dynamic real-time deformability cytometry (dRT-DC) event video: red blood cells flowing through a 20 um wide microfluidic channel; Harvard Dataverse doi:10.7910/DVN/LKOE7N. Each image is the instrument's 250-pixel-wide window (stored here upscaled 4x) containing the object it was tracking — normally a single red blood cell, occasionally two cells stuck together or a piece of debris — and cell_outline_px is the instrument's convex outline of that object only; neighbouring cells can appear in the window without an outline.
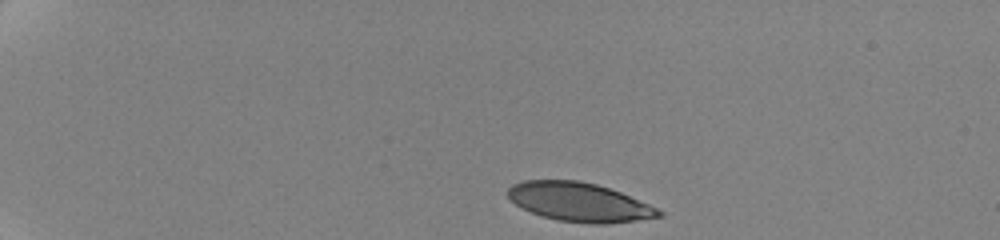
{"species": "human", "species_latin": "Homo sapiens", "temperature_condition": "cold", "stored_images_in_passage": 17, "camera_frame_rate_fps": 3000, "um_per_image_px": 0.085, "donor": {"sex": "female"}, "frame": {"image": 1, "passage_image": 1, "time_ms": 0.0, "image_size_px": [1000, 240], "cell_outline_px": [[664, 216], [636, 220], [604, 224], [592, 224], [556, 220], [540, 216], [516, 204], [508, 196], [508, 188], [512, 184], [524, 180], [580, 180], [596, 184], [620, 192], [648, 204], [664, 212]], "centroid_in_image_um": [49.23, 17.18], "position_along_channel_um": 35.8, "area_um2": 34.04}}
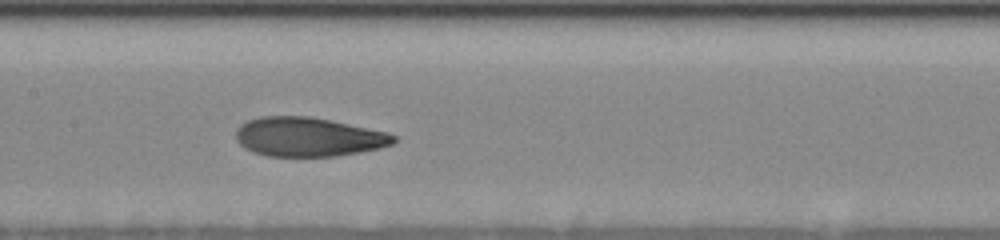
{"frame": {"image": 2, "passage_image": 10, "time_ms": 6.667, "image_size_px": [1000, 240], "cell_outline_px": [[396, 140], [392, 144], [380, 148], [360, 152], [336, 156], [268, 156], [252, 152], [244, 148], [236, 140], [236, 128], [240, 124], [248, 120], [264, 116], [308, 116], [388, 132], [396, 136]], "centroid_in_image_um": [26.18, 11.64], "position_along_channel_um": 181.2, "area_um2": 35.95}}
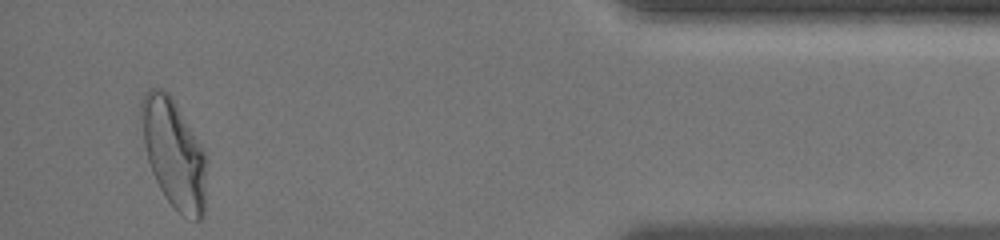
{"frame": {"image": 3, "passage_image": 17, "time_ms": 14.667, "image_size_px": [1000, 240], "cell_outline_px": [[204, 216], [200, 220], [196, 220], [184, 216], [164, 196], [152, 172], [148, 160], [144, 144], [140, 116], [140, 100], [144, 92], [148, 88], [164, 88], [168, 92], [204, 148]], "centroid_in_image_um": [14.73, 12.98], "position_along_channel_um": 420.5, "area_um2": 40.86}, "authors_computed_cell_mechanics": {"area_um2": 35.9516, "velocity_mm_per_s": 3.5131, "shape_relaxation_time_tau1_ms": 6.358, "shape_relaxation_time_tau2_ms": 1.515, "deformation_change_tau1": 0.1953, "deformation_change_tau2": 0.0656}}